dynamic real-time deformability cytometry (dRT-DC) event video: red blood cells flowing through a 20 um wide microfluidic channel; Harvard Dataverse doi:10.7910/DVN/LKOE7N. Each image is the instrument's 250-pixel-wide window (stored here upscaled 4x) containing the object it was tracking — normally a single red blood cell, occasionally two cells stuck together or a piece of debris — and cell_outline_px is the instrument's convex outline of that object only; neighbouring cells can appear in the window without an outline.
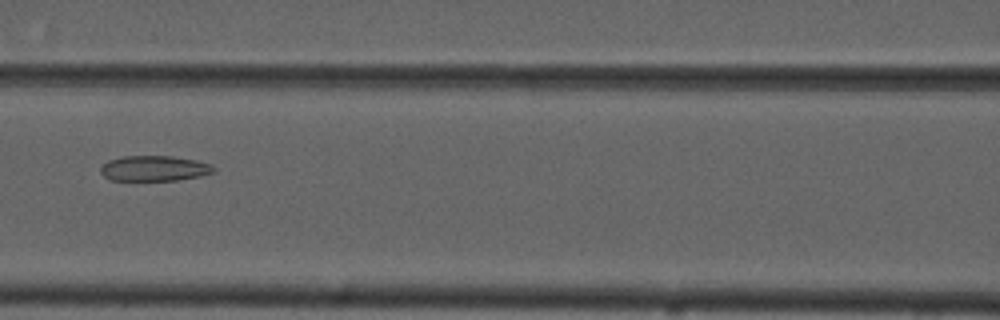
{"species": "common noctule bat (a hibernating species)", "species_latin": "Nyctalus noctula", "temperature_condition": "cold", "stored_images_in_passage": 7, "camera_frame_rate_fps": 3000, "um_per_image_px": 0.085, "animal": {"sex": "male", "forearm_length_mm": 52.5}, "frame": {"image": 1, "passage_image": 7, "time_ms": 7.0, "image_size_px": [1000, 320], "cell_outline_px": [[216, 172], [200, 176], [176, 180], [108, 180], [100, 172], [100, 168], [108, 160], [124, 156], [172, 156], [196, 160], [212, 164], [216, 168]], "centroid_in_image_um": [13.14, 14.31], "position_along_channel_um": 153.5, "area_um2": 16.82}}